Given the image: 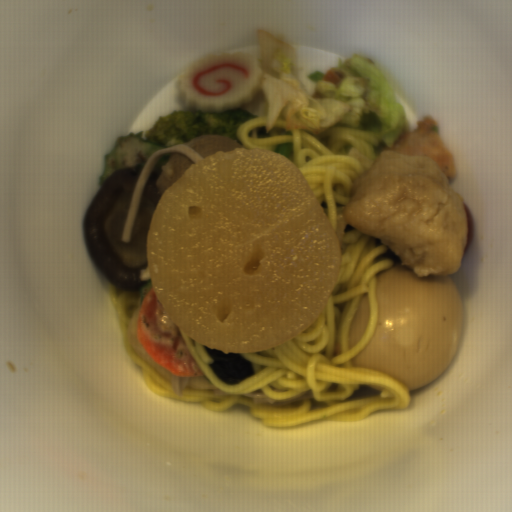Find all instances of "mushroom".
Returning a JSON list of instances; mask_svg holds the SVG:
<instances>
[{
  "label": "mushroom",
  "mask_w": 512,
  "mask_h": 512,
  "mask_svg": "<svg viewBox=\"0 0 512 512\" xmlns=\"http://www.w3.org/2000/svg\"><path fill=\"white\" fill-rule=\"evenodd\" d=\"M145 164L108 175L82 217L84 244L103 275L121 291L138 292L151 281L147 240L151 216L161 198V173L152 169L135 217L131 240L121 242L131 194Z\"/></svg>",
  "instance_id": "983e1aa8"
}]
</instances>
